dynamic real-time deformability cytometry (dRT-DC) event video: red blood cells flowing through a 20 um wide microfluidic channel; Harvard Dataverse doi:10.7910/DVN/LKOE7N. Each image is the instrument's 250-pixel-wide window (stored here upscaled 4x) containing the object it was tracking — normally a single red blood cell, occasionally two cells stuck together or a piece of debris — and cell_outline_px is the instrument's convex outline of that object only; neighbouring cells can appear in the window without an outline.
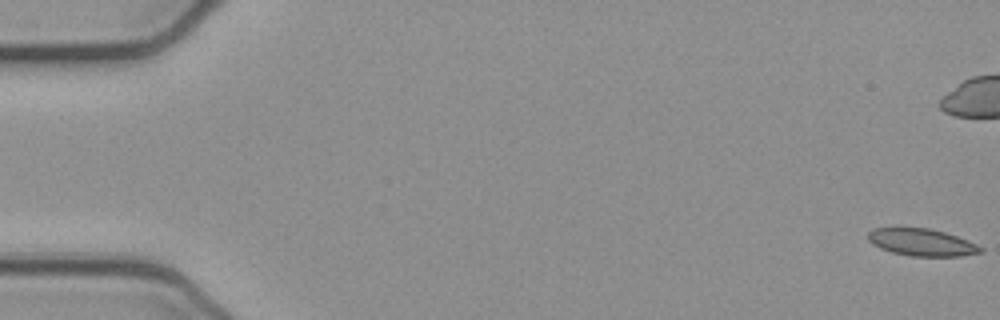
{"species": "common noctule bat (a hibernating species)", "species_latin": "Nyctalus noctula", "temperature_condition": "cold", "stored_images_in_passage": 54, "camera_frame_rate_fps": 3000, "um_per_image_px": 0.085, "animal": {"sex": "female", "body_mass_g": 21.9}, "frame": {"image": 1, "passage_image": 1, "time_ms": 0.0, "image_size_px": [1000, 320], "cell_outline_px": [[984, 252], [960, 256], [908, 256], [892, 252], [880, 248], [872, 244], [868, 240], [868, 232], [872, 228], [892, 224], [900, 224], [928, 228], [944, 232], [968, 240], [984, 248]], "centroid_in_image_um": [78.25, 20.54], "position_along_channel_um": 6.7, "area_um2": 18.79}}
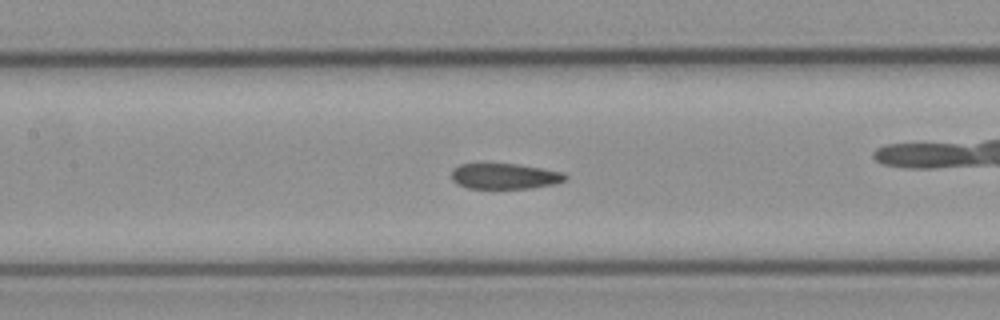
{"frame": {"image": 2, "passage_image": 25, "time_ms": 8.0, "image_size_px": [1000, 320], "cell_outline_px": [[568, 180], [556, 184], [532, 188], [468, 188], [456, 184], [452, 180], [452, 172], [460, 164], [516, 164], [564, 172], [568, 176]], "centroid_in_image_um": [42.96, 14.99], "position_along_channel_um": 164.4, "area_um2": 16.99}}
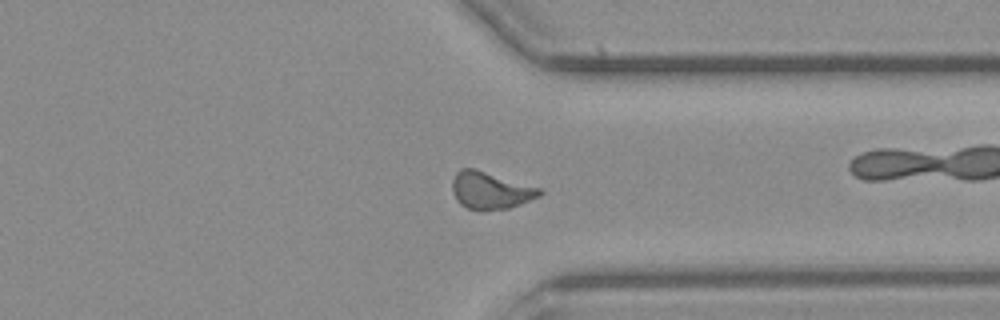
{"frame": {"image": 3, "passage_image": 41, "time_ms": 13.333, "image_size_px": [1000, 320], "cell_outline_px": [[544, 192], [540, 196], [520, 204], [508, 208], [484, 212], [480, 212], [468, 208], [460, 204], [456, 200], [452, 192], [452, 180], [456, 172], [460, 168], [476, 168], [544, 188]], "centroid_in_image_um": [41.71, 16.18], "position_along_channel_um": 369.7, "area_um2": 19.65}, "authors_computed_cell_mechanics": {"area_um2": 18.1492, "velocity_mm_per_s": 3.8657, "shape_relaxation_time_tau1_ms": null, "shape_relaxation_time_tau2_ms": 1.9603, "deformation_change_tau1": null, "deformation_change_tau2": 0.0899}}